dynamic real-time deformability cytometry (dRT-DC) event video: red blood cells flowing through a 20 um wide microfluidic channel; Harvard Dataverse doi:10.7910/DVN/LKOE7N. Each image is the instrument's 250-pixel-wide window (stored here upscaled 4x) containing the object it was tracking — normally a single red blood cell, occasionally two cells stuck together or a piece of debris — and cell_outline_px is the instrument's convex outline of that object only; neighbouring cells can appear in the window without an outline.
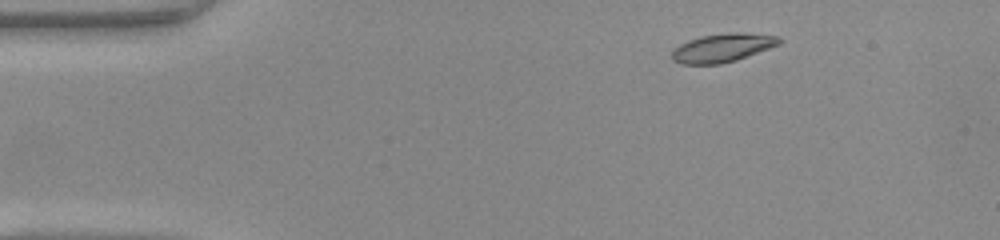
{"species": "common noctule bat (a hibernating species)", "species_latin": "Nyctalus noctula", "temperature_condition": "warm", "stored_images_in_passage": 47, "segment_of_instrument_passage": [1, 2], "camera_frame_rate_fps": 3000, "um_per_image_px": 0.085, "animal": {"sex": "female", "body_mass_g": 22.0, "forearm_length_mm": 56.7}, "frame": {"image": 1, "passage_image": 4, "time_ms": 1.0, "image_size_px": [1000, 240], "cell_outline_px": [[780, 44], [736, 60], [720, 64], [680, 64], [672, 60], [672, 52], [680, 44], [688, 40], [700, 36], [732, 32], [740, 32], [776, 36], [780, 40]], "centroid_in_image_um": [61.37, 4.07], "position_along_channel_um": 23.6, "area_um2": 17.63}}
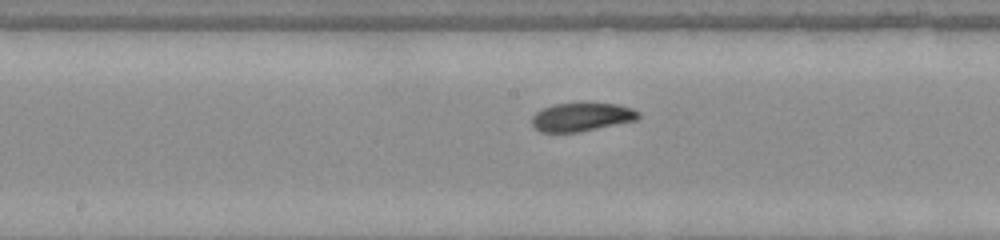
{"frame": {"image": 2, "passage_image": 22, "time_ms": 7.0, "image_size_px": [1000, 240], "cell_outline_px": [[640, 116], [636, 120], [576, 132], [540, 132], [532, 124], [532, 116], [536, 112], [544, 108], [556, 104], [616, 104], [632, 108], [640, 112]], "centroid_in_image_um": [49.43, 9.95], "position_along_channel_um": 198.8, "area_um2": 17.22}}
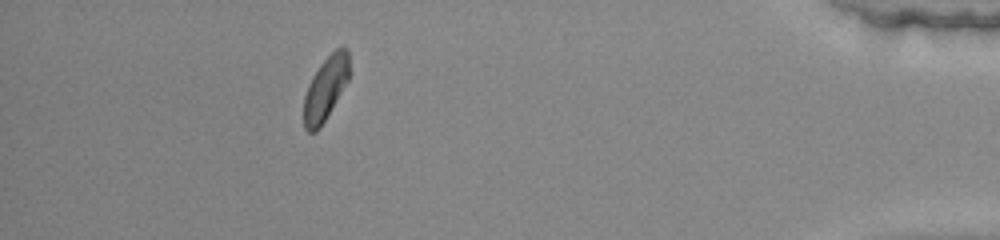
{"frame": {"image": 3, "passage_image": 41, "time_ms": 13.333, "image_size_px": [1000, 240], "cell_outline_px": [[348, 80], [320, 128], [316, 132], [308, 132], [304, 128], [304, 96], [308, 84], [312, 76], [320, 64], [340, 44], [344, 44], [348, 48]], "centroid_in_image_um": [27.66, 7.49], "position_along_channel_um": 407.5, "area_um2": 16.82}}